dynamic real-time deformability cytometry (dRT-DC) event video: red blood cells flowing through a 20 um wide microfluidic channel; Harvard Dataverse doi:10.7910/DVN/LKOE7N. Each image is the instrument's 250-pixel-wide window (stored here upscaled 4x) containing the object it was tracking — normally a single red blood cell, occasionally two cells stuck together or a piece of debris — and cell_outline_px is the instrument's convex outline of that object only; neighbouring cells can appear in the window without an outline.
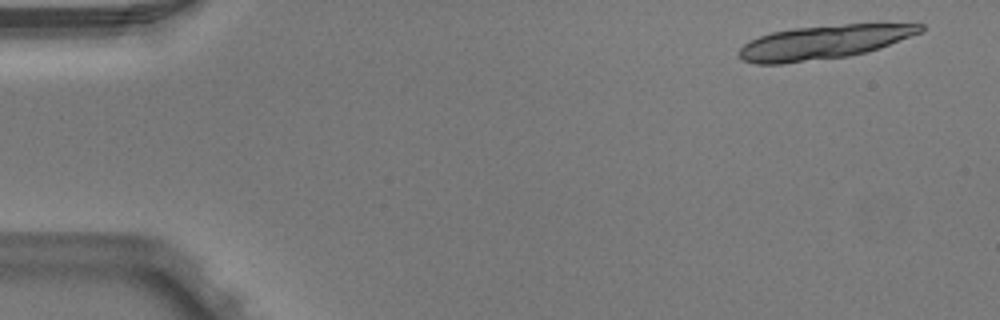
{"species": "Egyptian fruit bat (a non-hibernating species)", "species_latin": "Rousettus aegyptiacus", "temperature_condition": "warm", "stored_images_in_passage": 8, "camera_frame_rate_fps": 3000, "um_per_image_px": 0.085, "animal": {"sex": "male"}, "frame": {"image": 1, "passage_image": 1, "time_ms": 0.0, "image_size_px": [1000, 320], "cell_outline_px": [[924, 28], [920, 32], [880, 48], [848, 56], [784, 64], [756, 64], [744, 60], [736, 52], [744, 44], [760, 36], [772, 32], [792, 28], [844, 24], [924, 24]], "centroid_in_image_um": [69.97, 3.59], "position_along_channel_um": 15.0, "area_um2": 35.43}}
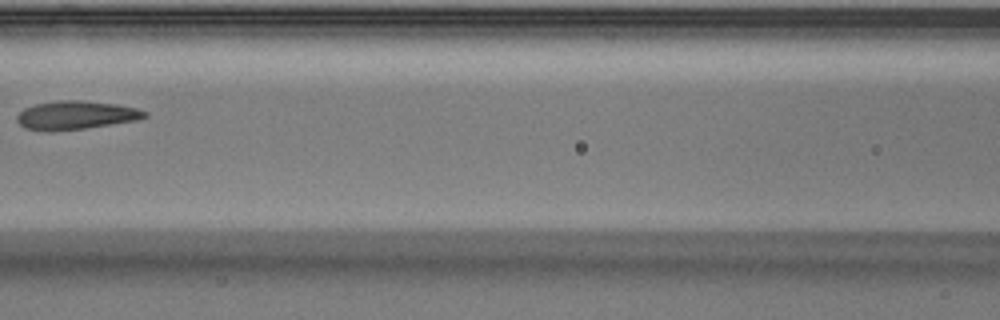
{"frame": {"image": 2, "passage_image": 7, "time_ms": 2.0, "image_size_px": [1000, 320], "cell_outline_px": [[148, 116], [136, 120], [84, 128], [24, 128], [16, 120], [16, 116], [24, 108], [36, 104], [60, 100], [80, 100], [116, 104], [136, 108], [148, 112]], "centroid_in_image_um": [6.5, 9.74], "position_along_channel_um": 160.1, "area_um2": 20.29}}
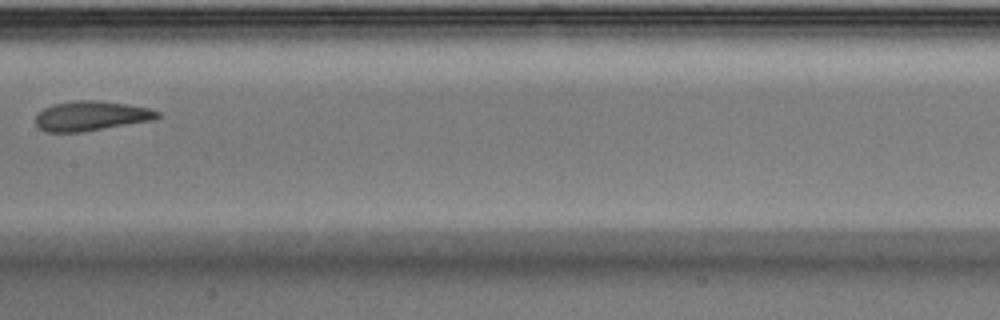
{"frame": {"image": 3, "passage_image": 8, "time_ms": 2.333, "image_size_px": [1000, 320], "cell_outline_px": [[160, 116], [152, 120], [80, 132], [44, 132], [36, 124], [36, 116], [44, 108], [52, 104], [76, 100], [100, 100], [128, 104], [148, 108], [160, 112]], "centroid_in_image_um": [7.73, 9.84], "position_along_channel_um": 199.7, "area_um2": 20.98}}